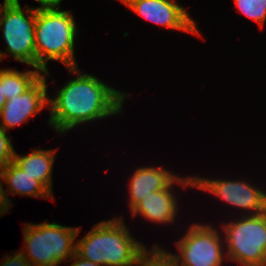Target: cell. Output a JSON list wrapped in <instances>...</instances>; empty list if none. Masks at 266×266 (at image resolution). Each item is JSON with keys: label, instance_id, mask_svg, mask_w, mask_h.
<instances>
[{"label": "cell", "instance_id": "obj_1", "mask_svg": "<svg viewBox=\"0 0 266 266\" xmlns=\"http://www.w3.org/2000/svg\"><path fill=\"white\" fill-rule=\"evenodd\" d=\"M67 69L76 78L49 98L48 123L56 132L64 135L78 125L122 113L129 94L116 90L94 75L82 73L77 66Z\"/></svg>", "mask_w": 266, "mask_h": 266}, {"label": "cell", "instance_id": "obj_2", "mask_svg": "<svg viewBox=\"0 0 266 266\" xmlns=\"http://www.w3.org/2000/svg\"><path fill=\"white\" fill-rule=\"evenodd\" d=\"M76 35L78 29L71 11L60 9V5L36 7V68L49 71L47 62L50 60L60 61L66 68L78 66L74 47Z\"/></svg>", "mask_w": 266, "mask_h": 266}, {"label": "cell", "instance_id": "obj_3", "mask_svg": "<svg viewBox=\"0 0 266 266\" xmlns=\"http://www.w3.org/2000/svg\"><path fill=\"white\" fill-rule=\"evenodd\" d=\"M120 217L103 220L76 243L75 252L101 266H133L146 248L132 237Z\"/></svg>", "mask_w": 266, "mask_h": 266}, {"label": "cell", "instance_id": "obj_4", "mask_svg": "<svg viewBox=\"0 0 266 266\" xmlns=\"http://www.w3.org/2000/svg\"><path fill=\"white\" fill-rule=\"evenodd\" d=\"M23 226L25 250L20 251L32 266H58L68 262L75 253L76 237L80 227H70L56 222Z\"/></svg>", "mask_w": 266, "mask_h": 266}, {"label": "cell", "instance_id": "obj_5", "mask_svg": "<svg viewBox=\"0 0 266 266\" xmlns=\"http://www.w3.org/2000/svg\"><path fill=\"white\" fill-rule=\"evenodd\" d=\"M227 261L266 266V212L222 223Z\"/></svg>", "mask_w": 266, "mask_h": 266}, {"label": "cell", "instance_id": "obj_6", "mask_svg": "<svg viewBox=\"0 0 266 266\" xmlns=\"http://www.w3.org/2000/svg\"><path fill=\"white\" fill-rule=\"evenodd\" d=\"M0 7V31H3L5 53L0 51V62L5 56L36 68L35 18L36 7H21L19 0H4ZM8 53V54H7Z\"/></svg>", "mask_w": 266, "mask_h": 266}, {"label": "cell", "instance_id": "obj_7", "mask_svg": "<svg viewBox=\"0 0 266 266\" xmlns=\"http://www.w3.org/2000/svg\"><path fill=\"white\" fill-rule=\"evenodd\" d=\"M176 241L178 254L173 257L178 266H221L226 257L224 236L210 224L193 223ZM224 248V249H223Z\"/></svg>", "mask_w": 266, "mask_h": 266}, {"label": "cell", "instance_id": "obj_8", "mask_svg": "<svg viewBox=\"0 0 266 266\" xmlns=\"http://www.w3.org/2000/svg\"><path fill=\"white\" fill-rule=\"evenodd\" d=\"M193 187L213 194L245 215L266 212V191L245 180L210 179L193 176ZM249 210V211H248Z\"/></svg>", "mask_w": 266, "mask_h": 266}, {"label": "cell", "instance_id": "obj_9", "mask_svg": "<svg viewBox=\"0 0 266 266\" xmlns=\"http://www.w3.org/2000/svg\"><path fill=\"white\" fill-rule=\"evenodd\" d=\"M128 8L140 17L163 26L201 36L187 9L176 3V0H121Z\"/></svg>", "mask_w": 266, "mask_h": 266}, {"label": "cell", "instance_id": "obj_10", "mask_svg": "<svg viewBox=\"0 0 266 266\" xmlns=\"http://www.w3.org/2000/svg\"><path fill=\"white\" fill-rule=\"evenodd\" d=\"M47 76H50V74L45 71L24 93L7 100L0 111V126L6 132L10 128L26 123L29 118L36 116L44 107L49 106L50 97L47 94Z\"/></svg>", "mask_w": 266, "mask_h": 266}, {"label": "cell", "instance_id": "obj_11", "mask_svg": "<svg viewBox=\"0 0 266 266\" xmlns=\"http://www.w3.org/2000/svg\"><path fill=\"white\" fill-rule=\"evenodd\" d=\"M175 184H179L184 189L193 187V176H179L167 189L150 192L130 210L133 217L140 214L147 221L159 224L175 222L178 212V200L172 190Z\"/></svg>", "mask_w": 266, "mask_h": 266}, {"label": "cell", "instance_id": "obj_12", "mask_svg": "<svg viewBox=\"0 0 266 266\" xmlns=\"http://www.w3.org/2000/svg\"><path fill=\"white\" fill-rule=\"evenodd\" d=\"M178 177L177 174L160 166L136 168L128 183L130 210L150 192L167 189Z\"/></svg>", "mask_w": 266, "mask_h": 266}, {"label": "cell", "instance_id": "obj_13", "mask_svg": "<svg viewBox=\"0 0 266 266\" xmlns=\"http://www.w3.org/2000/svg\"><path fill=\"white\" fill-rule=\"evenodd\" d=\"M2 181L6 183L8 187L7 190H4L3 187V193L9 209L11 208V200L8 197V193L39 197L48 200L49 198H54V194H52L41 182L35 179V177L25 173V171L14 161H10L2 168Z\"/></svg>", "mask_w": 266, "mask_h": 266}, {"label": "cell", "instance_id": "obj_14", "mask_svg": "<svg viewBox=\"0 0 266 266\" xmlns=\"http://www.w3.org/2000/svg\"><path fill=\"white\" fill-rule=\"evenodd\" d=\"M57 150L34 149L26 155H19L15 152L14 162L21 167L25 173L35 177L53 194L52 171L56 160Z\"/></svg>", "mask_w": 266, "mask_h": 266}, {"label": "cell", "instance_id": "obj_15", "mask_svg": "<svg viewBox=\"0 0 266 266\" xmlns=\"http://www.w3.org/2000/svg\"><path fill=\"white\" fill-rule=\"evenodd\" d=\"M44 72L39 68L18 71L15 68H4V95L7 100L24 93L29 89Z\"/></svg>", "mask_w": 266, "mask_h": 266}, {"label": "cell", "instance_id": "obj_16", "mask_svg": "<svg viewBox=\"0 0 266 266\" xmlns=\"http://www.w3.org/2000/svg\"><path fill=\"white\" fill-rule=\"evenodd\" d=\"M133 266H178L172 253L153 245L152 249L145 248L137 257Z\"/></svg>", "mask_w": 266, "mask_h": 266}, {"label": "cell", "instance_id": "obj_17", "mask_svg": "<svg viewBox=\"0 0 266 266\" xmlns=\"http://www.w3.org/2000/svg\"><path fill=\"white\" fill-rule=\"evenodd\" d=\"M238 12L262 28L266 21V0H234Z\"/></svg>", "mask_w": 266, "mask_h": 266}, {"label": "cell", "instance_id": "obj_18", "mask_svg": "<svg viewBox=\"0 0 266 266\" xmlns=\"http://www.w3.org/2000/svg\"><path fill=\"white\" fill-rule=\"evenodd\" d=\"M11 142L12 139L0 126V168H3L10 161L14 160L15 149Z\"/></svg>", "mask_w": 266, "mask_h": 266}, {"label": "cell", "instance_id": "obj_19", "mask_svg": "<svg viewBox=\"0 0 266 266\" xmlns=\"http://www.w3.org/2000/svg\"><path fill=\"white\" fill-rule=\"evenodd\" d=\"M0 266H32L30 262L22 255L20 251L14 255H5Z\"/></svg>", "mask_w": 266, "mask_h": 266}, {"label": "cell", "instance_id": "obj_20", "mask_svg": "<svg viewBox=\"0 0 266 266\" xmlns=\"http://www.w3.org/2000/svg\"><path fill=\"white\" fill-rule=\"evenodd\" d=\"M73 260V261H72ZM69 261H72V264L69 266H101L99 264L88 261L87 259L79 256L76 252L71 256Z\"/></svg>", "mask_w": 266, "mask_h": 266}, {"label": "cell", "instance_id": "obj_21", "mask_svg": "<svg viewBox=\"0 0 266 266\" xmlns=\"http://www.w3.org/2000/svg\"><path fill=\"white\" fill-rule=\"evenodd\" d=\"M0 179L2 180V168H0ZM0 180V215L2 216L3 214L7 213L8 210H10L7 206L6 200L4 198V193H3V183Z\"/></svg>", "mask_w": 266, "mask_h": 266}, {"label": "cell", "instance_id": "obj_22", "mask_svg": "<svg viewBox=\"0 0 266 266\" xmlns=\"http://www.w3.org/2000/svg\"><path fill=\"white\" fill-rule=\"evenodd\" d=\"M7 99L4 95V68L0 69V111L4 107Z\"/></svg>", "mask_w": 266, "mask_h": 266}, {"label": "cell", "instance_id": "obj_23", "mask_svg": "<svg viewBox=\"0 0 266 266\" xmlns=\"http://www.w3.org/2000/svg\"><path fill=\"white\" fill-rule=\"evenodd\" d=\"M40 4V6L60 5L63 0H34Z\"/></svg>", "mask_w": 266, "mask_h": 266}]
</instances>
